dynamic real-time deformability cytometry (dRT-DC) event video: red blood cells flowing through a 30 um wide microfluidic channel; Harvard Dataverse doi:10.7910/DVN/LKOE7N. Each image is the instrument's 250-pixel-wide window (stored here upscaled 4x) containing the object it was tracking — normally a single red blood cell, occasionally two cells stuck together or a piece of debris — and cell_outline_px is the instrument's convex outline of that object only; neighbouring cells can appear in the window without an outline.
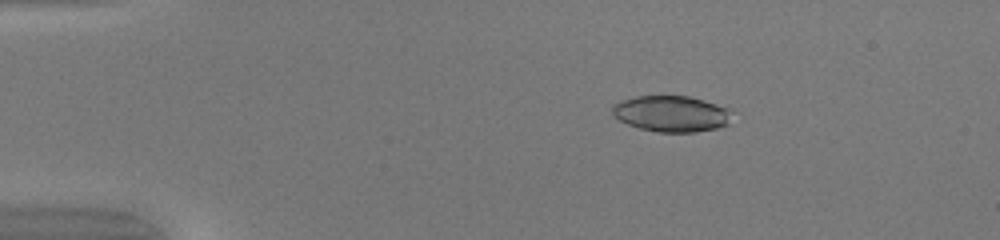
{"species": "common noctule bat (a hibernating species)", "species_latin": "Nyctalus noctula", "temperature_condition": "warm", "stored_images_in_passage": 50, "camera_frame_rate_fps": 3000, "um_per_image_px": 0.085, "animal": {"sex": "female", "body_mass_g": 20.0, "forearm_length_mm": 54.0}, "frame": {"image": 1, "passage_image": 9, "time_ms": 2.667, "image_size_px": [1000, 240], "cell_outline_px": [[732, 108], [728, 124], [716, 128], [696, 132], [656, 132], [640, 128], [628, 124], [620, 120], [612, 112], [612, 104], [636, 96], [688, 96], [704, 100]], "centroid_in_image_um": [57.1, 9.66], "position_along_channel_um": 27.9, "area_um2": 25.14}}
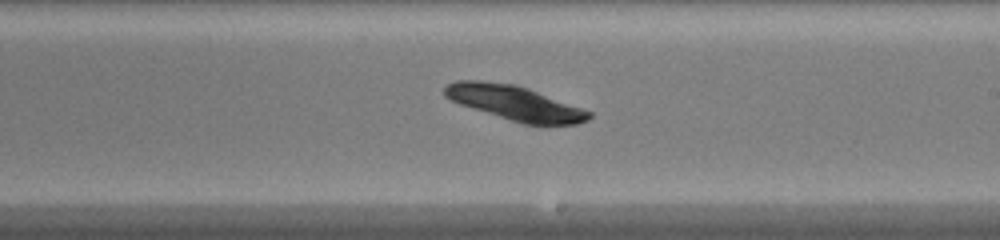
{"frame": {"image": 2, "passage_image": 30, "time_ms": 9.667, "image_size_px": [1000, 240], "cell_outline_px": [[592, 116], [588, 120], [576, 124], [524, 124], [460, 104], [444, 96], [444, 88], [448, 84], [456, 80], [480, 80], [512, 84], [528, 88], [592, 112]], "centroid_in_image_um": [43.76, 8.74], "position_along_channel_um": 245.2, "area_um2": 28.61}}
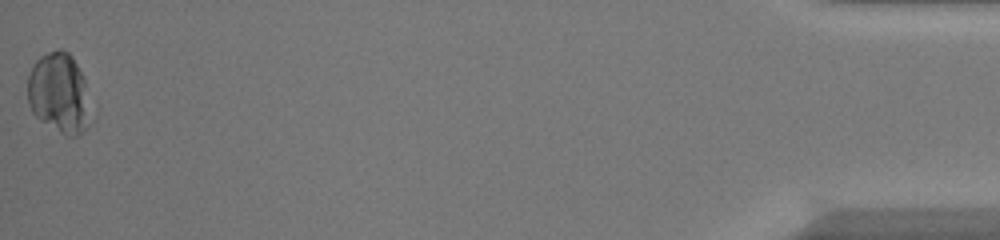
{"frame": {"image": 3, "passage_image": 50, "time_ms": 16.333, "image_size_px": [1000, 240], "cell_outline_px": [[96, 116], [84, 132], [76, 136], [68, 136], [60, 132], [40, 120], [32, 112], [28, 104], [28, 76], [32, 64], [40, 56], [48, 52], [60, 48], [68, 52], [72, 56], [84, 76]], "centroid_in_image_um": [5.11, 7.94], "position_along_channel_um": 430.1, "area_um2": 30.69}, "authors_computed_cell_mechanics": {"area_um2": 27.6862, "velocity_mm_per_s": 4.14, "shape_relaxation_time_tau1_ms": 3.8505, "shape_relaxation_time_tau2_ms": null, "deformation_change_tau1": 0.2226, "deformation_change_tau2": null}}